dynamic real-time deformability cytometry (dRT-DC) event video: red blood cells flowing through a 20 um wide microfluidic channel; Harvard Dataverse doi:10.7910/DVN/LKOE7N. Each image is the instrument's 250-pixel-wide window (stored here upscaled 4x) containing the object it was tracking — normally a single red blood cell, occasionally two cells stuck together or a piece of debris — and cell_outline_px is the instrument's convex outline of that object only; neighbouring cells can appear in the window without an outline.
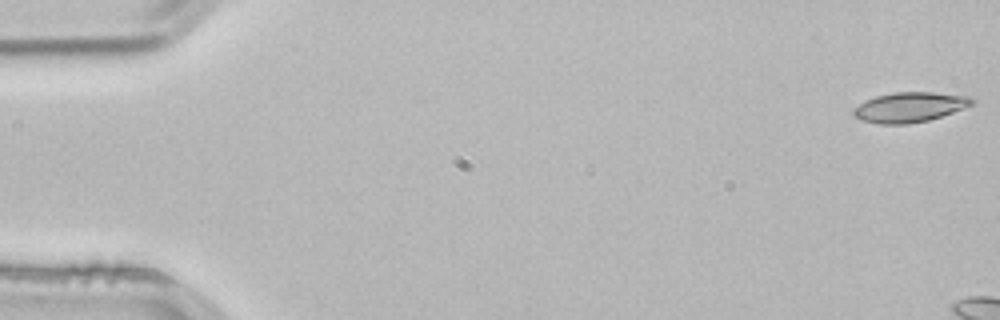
{"species": "common noctule bat (a hibernating species)", "species_latin": "Nyctalus noctula", "temperature_condition": "room temperature", "stored_images_in_passage": 7, "camera_frame_rate_fps": 3000, "um_per_image_px": 0.085, "animal": {"sex": "male", "body_mass_g": 21.5, "forearm_length_mm": 52.0}, "frame": {"image": 1, "passage_image": 1, "time_ms": 0.0, "image_size_px": [1000, 320], "cell_outline_px": [[976, 104], [928, 120], [908, 124], [876, 124], [860, 120], [852, 116], [852, 108], [864, 100], [876, 96], [896, 92], [932, 92], [972, 96], [976, 100]], "centroid_in_image_um": [77.3, 9.11], "position_along_channel_um": 7.7, "area_um2": 21.04}}